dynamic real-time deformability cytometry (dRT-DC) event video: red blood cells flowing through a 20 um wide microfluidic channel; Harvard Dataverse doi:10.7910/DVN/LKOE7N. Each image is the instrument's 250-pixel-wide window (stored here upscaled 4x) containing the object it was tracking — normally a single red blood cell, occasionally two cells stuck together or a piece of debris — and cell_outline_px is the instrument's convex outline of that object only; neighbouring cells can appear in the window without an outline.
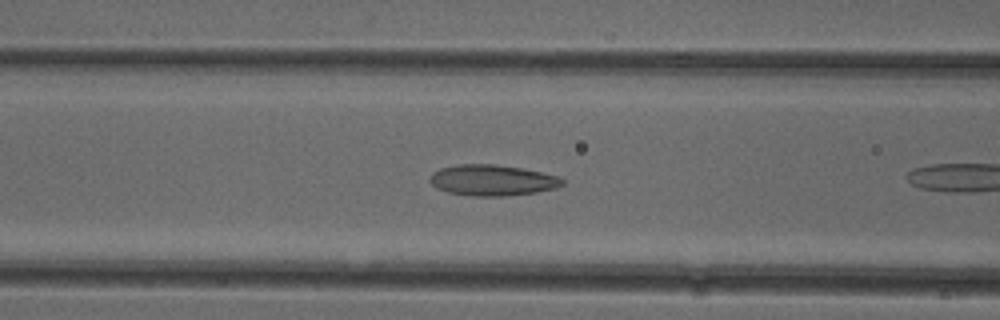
{"species": "common noctule bat (a hibernating species)", "species_latin": "Nyctalus noctula", "temperature_condition": "cold", "stored_images_in_passage": 4, "camera_frame_rate_fps": 3000, "um_per_image_px": 0.085, "animal": {"sex": "female"}, "frame": {"image": 1, "passage_image": 3, "time_ms": 0.667, "image_size_px": [1000, 320], "cell_outline_px": [[564, 184], [556, 188], [536, 192], [508, 196], [472, 196], [448, 192], [436, 188], [428, 180], [428, 176], [432, 172], [440, 168], [456, 164], [496, 164], [520, 168], [560, 176], [564, 180]], "centroid_in_image_um": [41.82, 15.32], "position_along_channel_um": 124.8, "area_um2": 24.1}}